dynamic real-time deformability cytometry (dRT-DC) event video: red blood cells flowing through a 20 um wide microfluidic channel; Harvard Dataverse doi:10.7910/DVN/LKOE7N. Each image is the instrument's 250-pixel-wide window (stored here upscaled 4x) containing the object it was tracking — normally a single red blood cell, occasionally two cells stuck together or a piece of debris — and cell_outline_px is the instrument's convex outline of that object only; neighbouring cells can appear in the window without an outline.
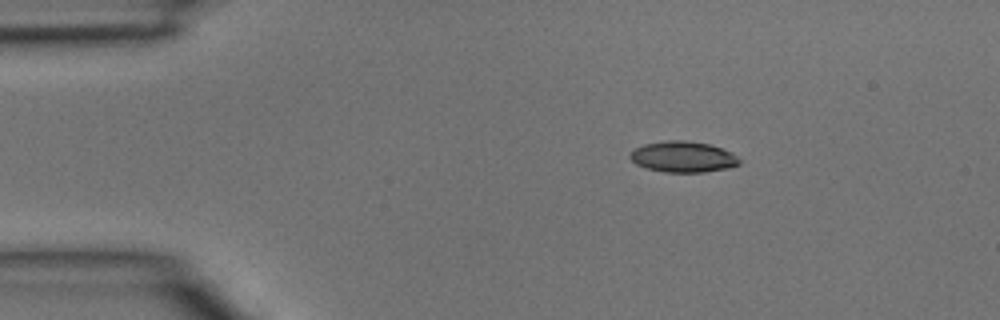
{"species": "common noctule bat (a hibernating species)", "species_latin": "Nyctalus noctula", "temperature_condition": "room temperature", "stored_images_in_passage": 3, "camera_frame_rate_fps": 3000, "um_per_image_px": 0.085, "animal": {"sex": "male", "body_mass_g": 15.6}, "frame": {"image": 1, "passage_image": 1, "time_ms": 0.0, "image_size_px": [1000, 320], "cell_outline_px": [[740, 164], [728, 168], [704, 172], [664, 172], [648, 168], [636, 164], [628, 156], [636, 148], [644, 144], [664, 140], [684, 140], [708, 144], [720, 148], [736, 156], [740, 160]], "centroid_in_image_um": [58.04, 13.33], "position_along_channel_um": 27.0, "area_um2": 19.48}}
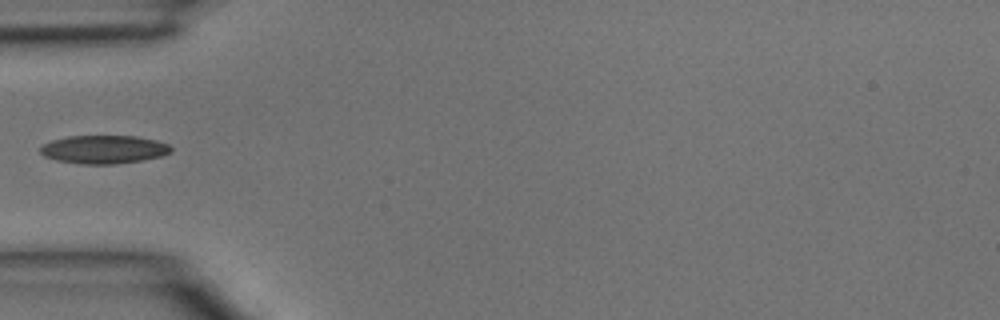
{"frame": {"image": 2, "passage_image": 3, "time_ms": 0.667, "image_size_px": [1000, 320], "cell_outline_px": [[172, 152], [160, 156], [144, 160], [112, 164], [80, 164], [56, 160], [44, 156], [40, 152], [40, 148], [44, 144], [52, 140], [68, 136], [136, 136], [156, 140], [168, 144], [172, 148]], "centroid_in_image_um": [8.83, 12.7], "position_along_channel_um": 76.2, "area_um2": 21.56}}